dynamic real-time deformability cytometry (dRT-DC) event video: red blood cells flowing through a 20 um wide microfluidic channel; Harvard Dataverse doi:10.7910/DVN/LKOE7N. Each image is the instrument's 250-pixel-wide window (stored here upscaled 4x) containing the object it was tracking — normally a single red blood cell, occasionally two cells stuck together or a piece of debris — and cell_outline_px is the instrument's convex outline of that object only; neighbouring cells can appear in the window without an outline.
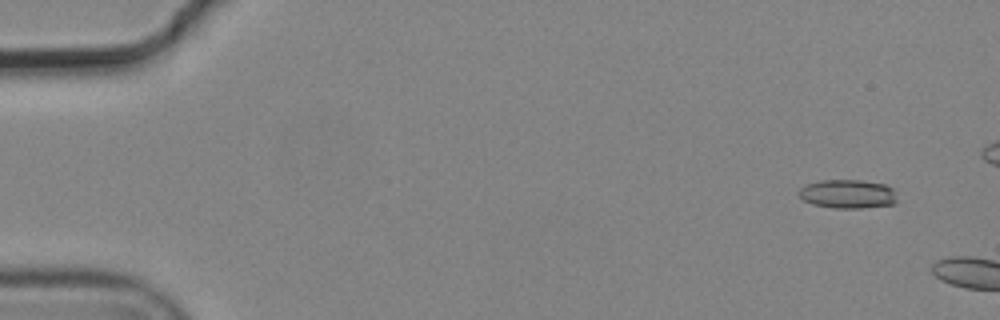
{"species": "common noctule bat (a hibernating species)", "species_latin": "Nyctalus noctula", "temperature_condition": "cold", "stored_images_in_passage": 2, "camera_frame_rate_fps": 3000, "um_per_image_px": 0.085, "animal": {"sex": "male", "body_mass_g": 19.2, "forearm_length_mm": 51.8}, "frame": {"image": 1, "passage_image": 1, "time_ms": 0.0, "image_size_px": [1000, 320], "cell_outline_px": [[896, 204], [860, 208], [832, 208], [812, 204], [804, 200], [796, 192], [804, 184], [820, 180], [860, 180], [884, 184], [892, 188], [896, 192]], "centroid_in_image_um": [72.04, 16.48], "position_along_channel_um": 13.0, "area_um2": 16.7}}